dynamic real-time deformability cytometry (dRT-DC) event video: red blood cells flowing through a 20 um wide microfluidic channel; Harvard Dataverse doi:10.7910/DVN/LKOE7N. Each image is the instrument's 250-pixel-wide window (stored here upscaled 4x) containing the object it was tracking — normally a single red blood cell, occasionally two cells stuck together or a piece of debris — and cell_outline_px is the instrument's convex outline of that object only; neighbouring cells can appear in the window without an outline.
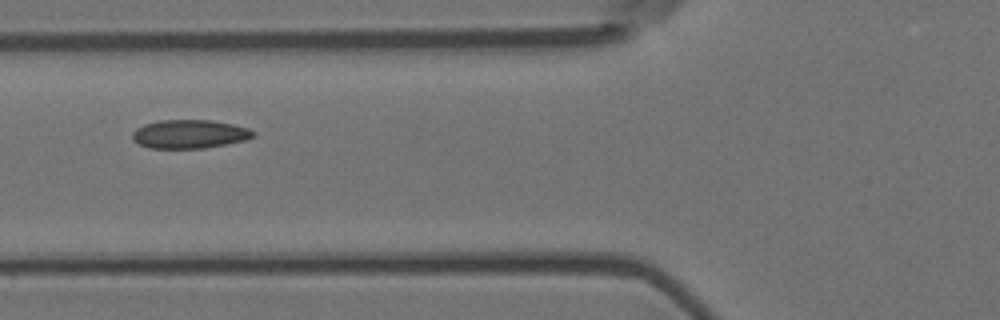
{"species": "Egyptian fruit bat (a non-hibernating species)", "species_latin": "Rousettus aegyptiacus", "temperature_condition": "room temperature", "stored_images_in_passage": 7, "camera_frame_rate_fps": 3000, "um_per_image_px": 0.085, "animal": {"sex": "female"}, "frame": {"image": 1, "passage_image": 5, "time_ms": 1.333, "image_size_px": [1000, 320], "cell_outline_px": [[256, 136], [244, 140], [204, 148], [148, 148], [132, 140], [132, 132], [136, 128], [144, 124], [160, 120], [212, 120], [232, 124], [248, 128], [256, 132]], "centroid_in_image_um": [16.09, 11.39], "position_along_channel_um": 109.7, "area_um2": 20.17}}
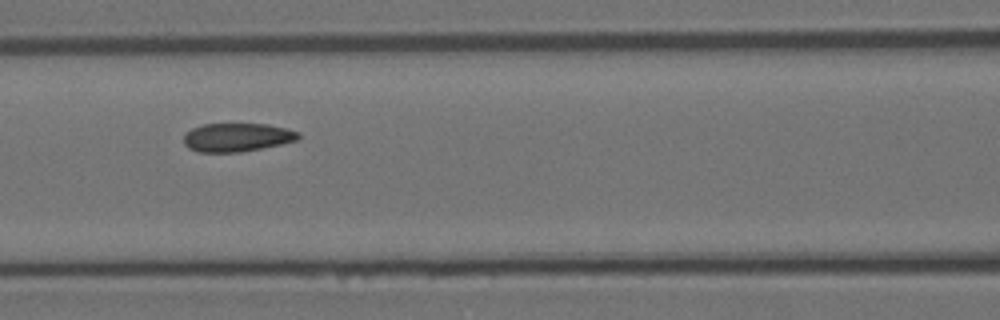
{"frame": {"image": 2, "passage_image": 6, "time_ms": 1.667, "image_size_px": [1000, 320], "cell_outline_px": [[300, 136], [296, 140], [280, 144], [240, 152], [196, 152], [188, 148], [184, 144], [184, 136], [192, 128], [204, 124], [268, 124], [300, 132]], "centroid_in_image_um": [20.12, 11.67], "position_along_channel_um": 146.5, "area_um2": 18.9}}
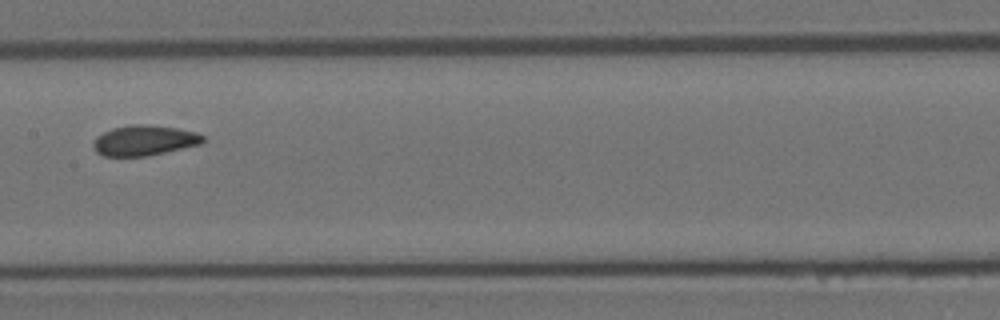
{"frame": {"image": 3, "passage_image": 7, "time_ms": 2.0, "image_size_px": [1000, 320], "cell_outline_px": [[204, 140], [200, 144], [148, 156], [104, 156], [96, 152], [92, 148], [92, 144], [96, 136], [112, 128], [132, 124], [144, 124], [176, 128], [196, 132], [204, 136]], "centroid_in_image_um": [12.22, 11.94], "position_along_channel_um": 195.2, "area_um2": 19.36}}